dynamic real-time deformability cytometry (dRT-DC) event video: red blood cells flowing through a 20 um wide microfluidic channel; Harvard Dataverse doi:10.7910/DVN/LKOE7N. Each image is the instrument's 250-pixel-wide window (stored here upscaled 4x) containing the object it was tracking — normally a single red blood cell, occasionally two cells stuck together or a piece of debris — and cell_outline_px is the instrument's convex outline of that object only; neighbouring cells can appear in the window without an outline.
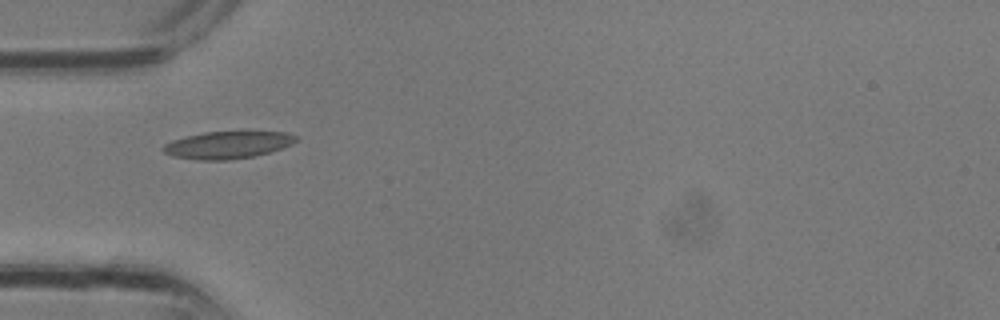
{"species": "common noctule bat (a hibernating species)", "species_latin": "Nyctalus noctula", "temperature_condition": "room temperature", "stored_images_in_passage": 1, "camera_frame_rate_fps": 3000, "um_per_image_px": 0.085, "animal": {"sex": "male", "body_mass_g": 13.3}, "frame": {"image": 1, "passage_image": 1, "time_ms": 0.0, "image_size_px": [1000, 320], "cell_outline_px": [[296, 140], [292, 144], [268, 152], [252, 156], [228, 160], [196, 160], [172, 156], [164, 152], [160, 148], [164, 144], [172, 140], [204, 132], [288, 132], [296, 136]], "centroid_in_image_um": [19.29, 12.32], "position_along_channel_um": 65.7, "area_um2": 20.87}}